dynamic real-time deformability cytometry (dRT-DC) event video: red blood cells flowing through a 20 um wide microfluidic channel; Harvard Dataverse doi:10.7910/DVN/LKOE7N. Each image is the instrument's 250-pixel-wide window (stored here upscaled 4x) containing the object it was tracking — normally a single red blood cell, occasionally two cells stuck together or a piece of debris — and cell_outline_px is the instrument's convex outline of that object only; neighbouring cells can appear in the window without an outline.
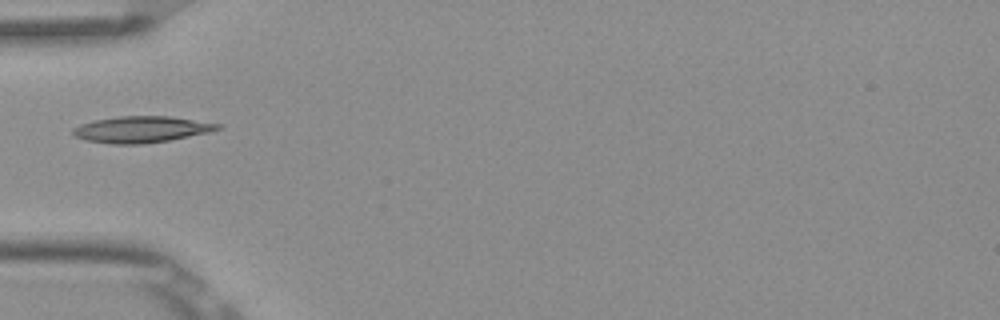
{"species": "Egyptian fruit bat (a non-hibernating species)", "species_latin": "Rousettus aegyptiacus", "temperature_condition": "room temperature", "stored_images_in_passage": 5, "camera_frame_rate_fps": 3000, "um_per_image_px": 0.085, "frame": {"image": 1, "passage_image": 5, "time_ms": 1.333, "image_size_px": [1000, 320], "cell_outline_px": [[224, 128], [208, 132], [168, 140], [140, 144], [112, 144], [84, 140], [76, 136], [72, 132], [72, 128], [80, 124], [96, 120], [120, 116], [168, 116], [224, 124]], "centroid_in_image_um": [12.04, 10.99], "position_along_channel_um": 73.0, "area_um2": 22.14}}